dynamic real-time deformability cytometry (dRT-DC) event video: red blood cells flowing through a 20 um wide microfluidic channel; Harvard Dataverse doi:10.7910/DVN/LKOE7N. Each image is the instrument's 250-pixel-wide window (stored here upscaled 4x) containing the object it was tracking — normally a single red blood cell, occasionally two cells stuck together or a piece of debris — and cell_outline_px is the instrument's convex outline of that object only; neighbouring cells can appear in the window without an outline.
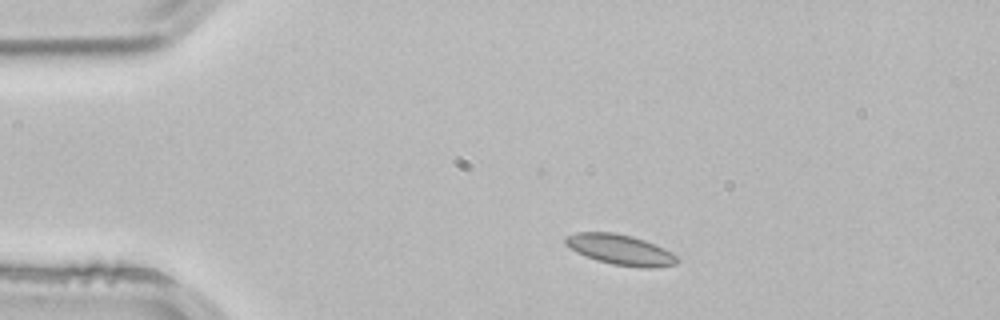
{"species": "common noctule bat (a hibernating species)", "species_latin": "Nyctalus noctula", "temperature_condition": "room temperature", "stored_images_in_passage": 2, "camera_frame_rate_fps": 3000, "um_per_image_px": 0.085, "animal": {"sex": "male", "body_mass_g": 21.5, "forearm_length_mm": 52.0}, "frame": {"image": 1, "passage_image": 1, "time_ms": 0.0, "image_size_px": [1000, 320], "cell_outline_px": [[680, 260], [676, 264], [652, 268], [644, 268], [612, 264], [596, 260], [576, 252], [564, 244], [564, 236], [576, 232], [612, 232], [632, 236], [644, 240], [672, 252]], "centroid_in_image_um": [52.7, 21.22], "position_along_channel_um": 32.3, "area_um2": 19.83}}